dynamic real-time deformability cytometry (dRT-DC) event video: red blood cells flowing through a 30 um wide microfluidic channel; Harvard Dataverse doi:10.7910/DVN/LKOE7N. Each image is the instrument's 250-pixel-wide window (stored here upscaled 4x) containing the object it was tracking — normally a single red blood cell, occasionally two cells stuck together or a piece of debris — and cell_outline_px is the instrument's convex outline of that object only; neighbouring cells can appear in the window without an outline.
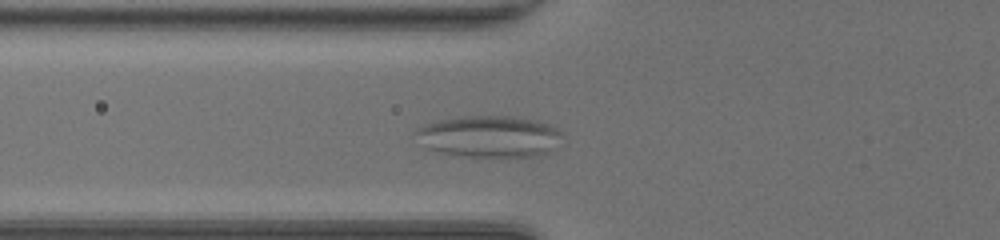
{"species": "common noctule bat (a hibernating species)", "species_latin": "Nyctalus noctula", "temperature_condition": "room temperature", "stored_images_in_passage": 44, "camera_frame_rate_fps": 3000, "um_per_image_px": 0.085, "animal": {"sex": "female", "body_mass_g": 20.0, "forearm_length_mm": 54.0}, "frame": {"image": 1, "passage_image": 12, "time_ms": 3.667, "image_size_px": [1000, 240], "cell_outline_px": [[560, 132], [548, 152], [536, 156], [468, 156], [440, 152], [428, 148], [412, 132], [416, 128], [440, 120], [456, 116], [512, 116], [536, 120], [548, 124], [556, 128]], "centroid_in_image_um": [41.51, 11.57], "position_along_channel_um": 84.3, "area_um2": 34.74}}
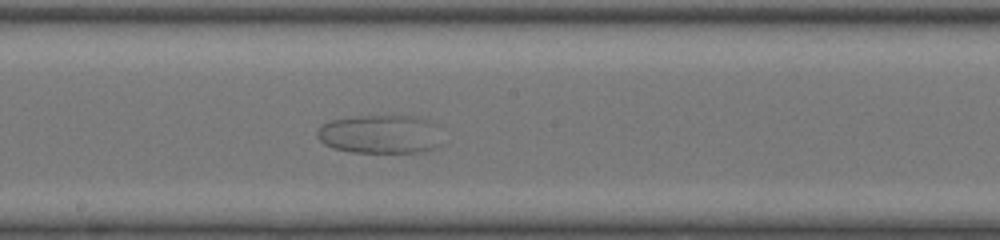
{"frame": {"image": 2, "passage_image": 22, "time_ms": 7.0, "image_size_px": [1000, 240], "cell_outline_px": [[444, 144], [420, 152], [352, 152], [332, 148], [324, 144], [316, 136], [316, 132], [324, 124], [332, 120], [356, 116], [420, 116], [432, 120], [436, 124]], "centroid_in_image_um": [32.38, 11.4], "position_along_channel_um": 215.8, "area_um2": 28.5}}
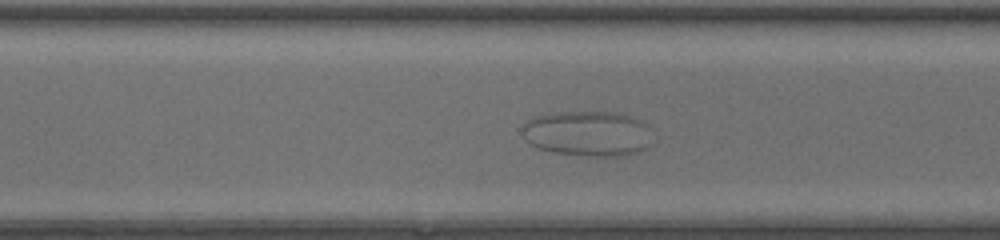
{"frame": {"image": 3, "passage_image": 30, "time_ms": 9.667, "image_size_px": [1000, 240], "cell_outline_px": [[648, 148], [636, 152], [620, 156], [600, 156], [552, 152], [528, 144], [524, 136], [524, 124], [532, 116], [548, 112], [616, 112], [640, 120], [648, 124]], "centroid_in_image_um": [49.91, 11.33], "position_along_channel_um": 320.7, "area_um2": 34.16}}